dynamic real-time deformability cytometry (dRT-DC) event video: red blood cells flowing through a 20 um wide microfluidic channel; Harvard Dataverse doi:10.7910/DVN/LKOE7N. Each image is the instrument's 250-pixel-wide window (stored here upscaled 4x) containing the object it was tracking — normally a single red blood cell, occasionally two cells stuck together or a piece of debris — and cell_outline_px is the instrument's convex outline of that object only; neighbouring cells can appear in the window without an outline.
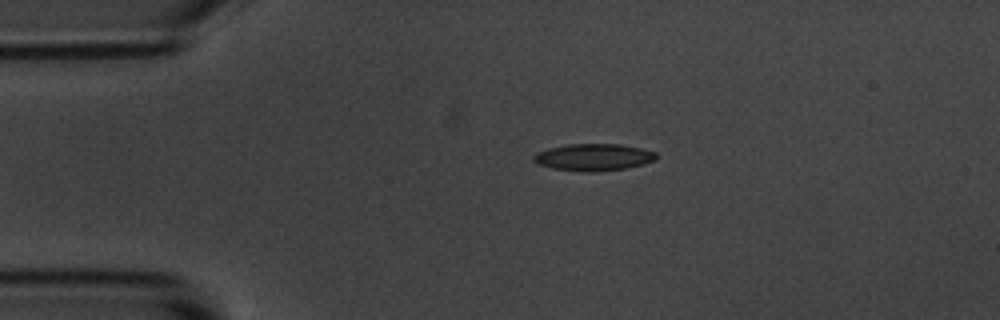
{"species": "common noctule bat (a hibernating species)", "species_latin": "Nyctalus noctula", "temperature_condition": "room temperature", "stored_images_in_passage": 2, "camera_frame_rate_fps": 3000, "um_per_image_px": 0.085, "animal": {"sex": "male", "body_mass_g": 20.1, "forearm_length_mm": 53.5}, "frame": {"image": 1, "passage_image": 1, "time_ms": 0.0, "image_size_px": [1000, 320], "cell_outline_px": [[656, 160], [644, 164], [624, 168], [588, 172], [584, 172], [552, 168], [540, 164], [532, 160], [532, 156], [536, 152], [548, 148], [568, 144], [620, 144], [640, 148], [656, 152]], "centroid_in_image_um": [50.43, 13.35], "position_along_channel_um": 34.6, "area_um2": 19.19}}